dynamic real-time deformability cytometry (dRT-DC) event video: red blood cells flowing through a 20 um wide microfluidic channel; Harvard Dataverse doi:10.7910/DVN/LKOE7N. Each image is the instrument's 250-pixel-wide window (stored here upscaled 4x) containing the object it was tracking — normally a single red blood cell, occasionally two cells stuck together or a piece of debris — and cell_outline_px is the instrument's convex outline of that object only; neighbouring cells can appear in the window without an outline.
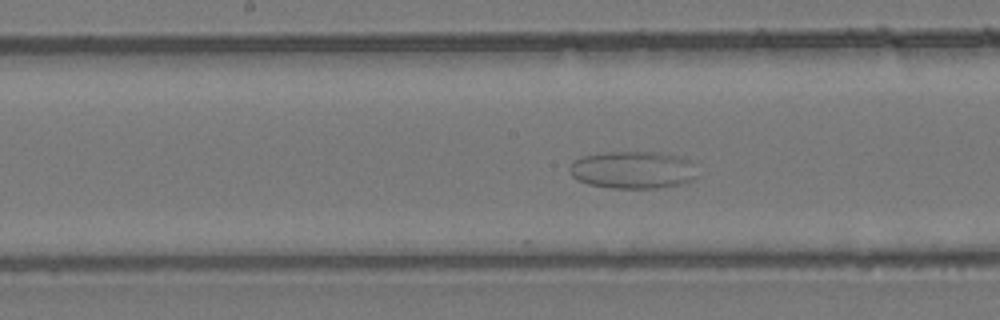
{"species": "common noctule bat (a hibernating species)", "species_latin": "Nyctalus noctula", "temperature_condition": "room temperature", "stored_images_in_passage": 47, "camera_frame_rate_fps": 3000, "um_per_image_px": 0.085, "animal": {"sex": "female", "body_mass_g": 24.6, "forearm_length_mm": 56.2}, "frame": {"image": 1, "passage_image": 28, "time_ms": 9.0, "image_size_px": [1000, 320], "cell_outline_px": [[700, 176], [684, 184], [656, 188], [612, 188], [588, 184], [576, 180], [568, 172], [568, 164], [572, 160], [580, 156], [604, 152], [660, 152], [684, 156], [688, 160]], "centroid_in_image_um": [53.77, 14.43], "position_along_channel_um": 194.4, "area_um2": 28.55}}
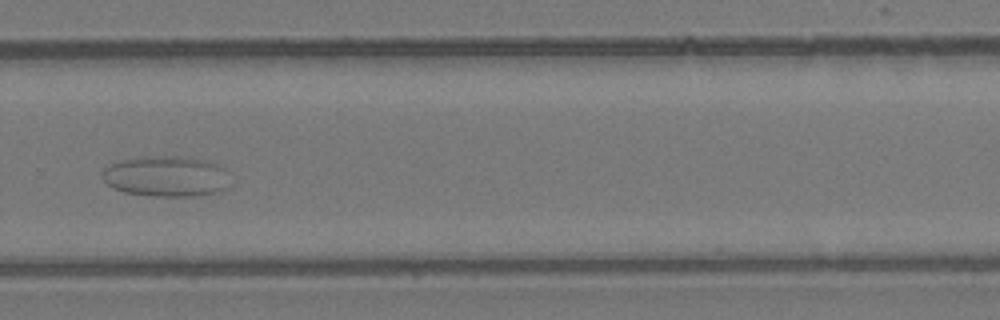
{"frame": {"image": 2, "passage_image": 38, "time_ms": 12.333, "image_size_px": [1000, 320], "cell_outline_px": [[228, 168], [224, 188], [220, 192], [192, 196], [152, 196], [124, 192], [112, 188], [104, 180], [104, 168], [108, 164], [120, 160], [152, 156], [180, 156], [204, 160]], "centroid_in_image_um": [14.11, 14.98], "position_along_channel_um": 315.7, "area_um2": 30.11}}
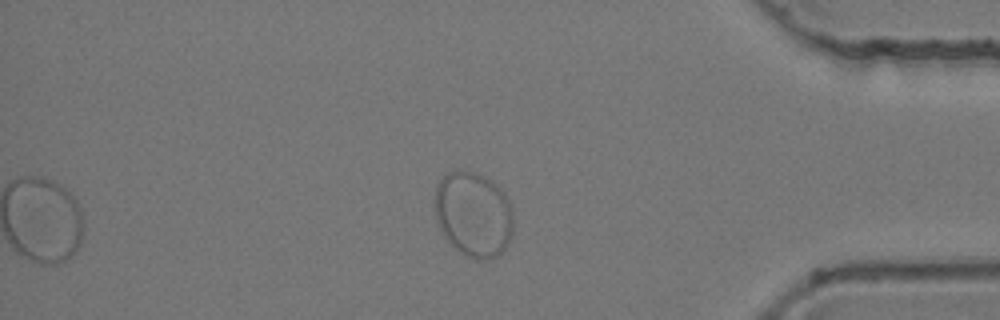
{"frame": {"image": 3, "passage_image": 47, "time_ms": 15.333, "image_size_px": [1000, 320], "cell_outline_px": [[512, 236], [508, 244], [496, 256], [480, 260], [476, 260], [464, 256], [444, 236], [436, 220], [436, 184], [448, 172], [476, 172], [492, 180], [504, 192], [508, 200], [512, 212]], "centroid_in_image_um": [40.25, 18.23], "position_along_channel_um": 394.9, "area_um2": 38.73}}